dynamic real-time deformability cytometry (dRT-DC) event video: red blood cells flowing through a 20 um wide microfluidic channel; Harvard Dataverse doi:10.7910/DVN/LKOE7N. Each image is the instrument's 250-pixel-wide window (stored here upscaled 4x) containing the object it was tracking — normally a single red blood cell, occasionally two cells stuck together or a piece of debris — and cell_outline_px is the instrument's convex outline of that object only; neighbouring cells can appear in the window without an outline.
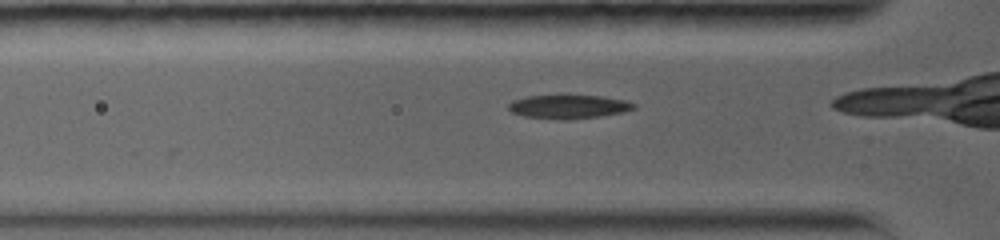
{"species": "common noctule bat (a hibernating species)", "species_latin": "Nyctalus noctula", "temperature_condition": "warm", "stored_images_in_passage": 26, "camera_frame_rate_fps": 5000, "um_per_image_px": 0.085, "animal": {"sex": "female", "body_mass_g": 19.0, "forearm_length_mm": 56.7}, "frame": {"image": 1, "passage_image": 3, "time_ms": 0.6, "image_size_px": [1000, 240], "cell_outline_px": [[636, 108], [620, 112], [600, 116], [568, 120], [560, 120], [524, 116], [512, 112], [508, 108], [508, 104], [512, 100], [524, 96], [560, 92], [604, 96], [624, 100], [636, 104]], "centroid_in_image_um": [48.27, 9.01], "position_along_channel_um": 77.5, "area_um2": 18.38}}
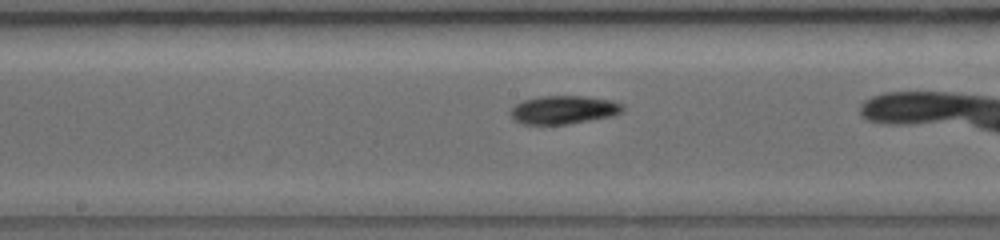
{"frame": {"image": 2, "passage_image": 13, "time_ms": 3.8, "image_size_px": [1000, 240], "cell_outline_px": [[624, 112], [612, 116], [568, 124], [524, 124], [512, 120], [508, 112], [516, 104], [524, 100], [540, 96], [584, 96], [612, 100], [624, 104]], "centroid_in_image_um": [47.91, 9.33], "position_along_channel_um": 200.3, "area_um2": 18.73}}
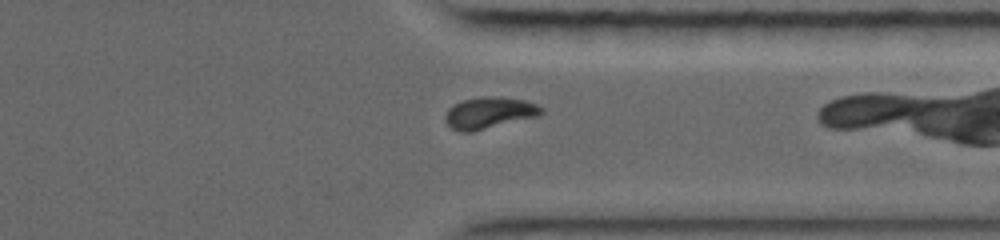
{"frame": {"image": 3, "passage_image": 23, "time_ms": 8.2, "image_size_px": [1000, 240], "cell_outline_px": [[544, 112], [540, 116], [472, 132], [460, 132], [452, 128], [448, 124], [444, 116], [448, 108], [452, 104], [460, 100], [484, 96], [500, 96], [524, 100], [536, 104], [544, 108]], "centroid_in_image_um": [41.59, 9.58], "position_along_channel_um": 369.8, "area_um2": 18.03}}